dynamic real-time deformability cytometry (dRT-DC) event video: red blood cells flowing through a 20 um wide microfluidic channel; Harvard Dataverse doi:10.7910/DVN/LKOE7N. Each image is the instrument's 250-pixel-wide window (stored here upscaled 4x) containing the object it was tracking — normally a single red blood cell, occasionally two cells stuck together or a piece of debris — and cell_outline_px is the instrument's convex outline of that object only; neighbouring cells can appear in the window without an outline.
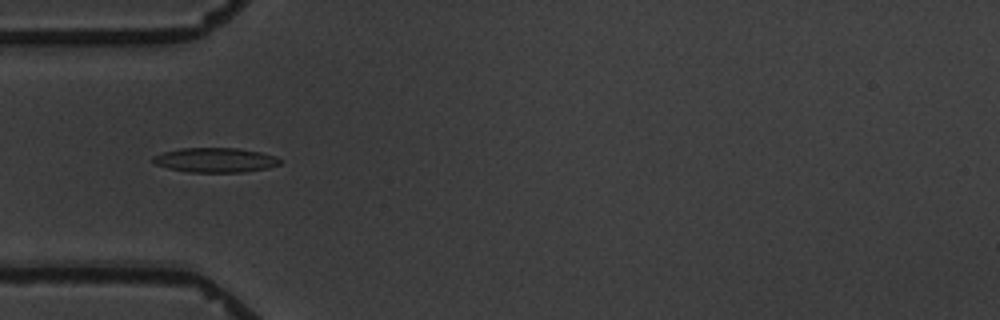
{"species": "common noctule bat (a hibernating species)", "species_latin": "Nyctalus noctula", "temperature_condition": "warm", "stored_images_in_passage": 8, "camera_frame_rate_fps": 3000, "um_per_image_px": 0.085, "animal": {"sex": "male", "body_mass_g": 19.5, "forearm_length_mm": 54.6}, "frame": {"image": 1, "passage_image": 2, "time_ms": 1.0, "image_size_px": [1000, 320], "cell_outline_px": [[280, 164], [268, 168], [244, 172], [188, 172], [168, 168], [156, 164], [152, 160], [152, 156], [164, 152], [180, 148], [240, 148], [260, 152], [276, 156], [280, 160]], "centroid_in_image_um": [18.31, 13.6], "position_along_channel_um": 66.7, "area_um2": 18.21}}
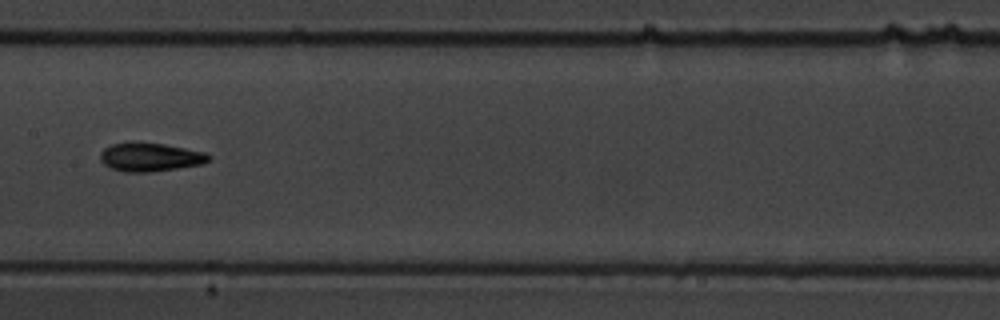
{"frame": {"image": 2, "passage_image": 5, "time_ms": 4.667, "image_size_px": [1000, 320], "cell_outline_px": [[212, 160], [204, 164], [152, 172], [124, 172], [112, 168], [104, 164], [100, 160], [100, 152], [104, 148], [112, 144], [132, 140], [164, 144], [204, 152], [212, 156]], "centroid_in_image_um": [12.77, 13.34], "position_along_channel_um": 194.6, "area_um2": 18.5}}
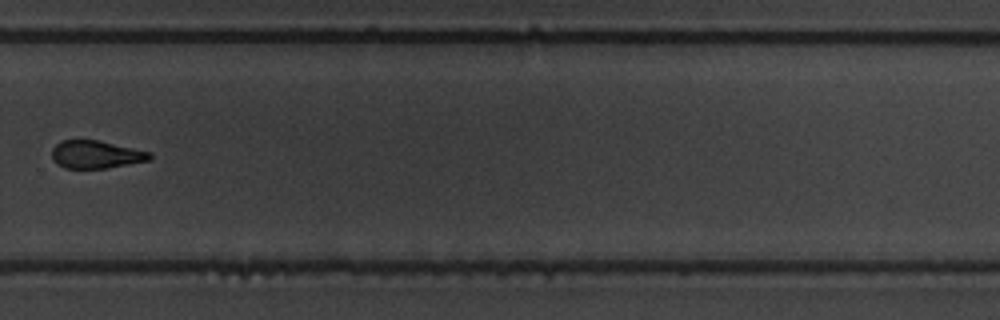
{"frame": {"image": 3, "passage_image": 8, "time_ms": 8.333, "image_size_px": [1000, 320], "cell_outline_px": [[152, 156], [148, 160], [108, 168], [64, 168], [56, 164], [52, 160], [52, 148], [60, 140], [100, 140], [152, 152]], "centroid_in_image_um": [8.13, 13.12], "position_along_channel_um": 321.7, "area_um2": 16.01}}